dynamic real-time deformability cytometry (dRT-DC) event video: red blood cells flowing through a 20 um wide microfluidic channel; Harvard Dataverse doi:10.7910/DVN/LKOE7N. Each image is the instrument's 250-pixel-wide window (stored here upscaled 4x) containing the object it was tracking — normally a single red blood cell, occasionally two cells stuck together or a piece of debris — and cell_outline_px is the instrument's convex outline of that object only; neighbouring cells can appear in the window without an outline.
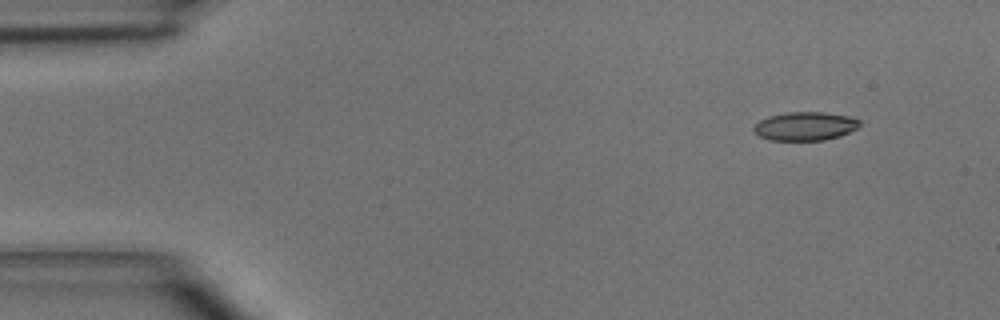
{"species": "common noctule bat (a hibernating species)", "species_latin": "Nyctalus noctula", "temperature_condition": "room temperature", "stored_images_in_passage": 4, "camera_frame_rate_fps": 3000, "um_per_image_px": 0.085, "animal": {"sex": "male", "body_mass_g": 15.6}, "frame": {"image": 1, "passage_image": 1, "time_ms": 0.0, "image_size_px": [1000, 320], "cell_outline_px": [[860, 124], [856, 128], [840, 136], [824, 140], [768, 140], [760, 136], [752, 128], [760, 120], [768, 116], [784, 112], [824, 112], [848, 116], [860, 120]], "centroid_in_image_um": [68.42, 10.72], "position_along_channel_um": 16.6, "area_um2": 17.57}}
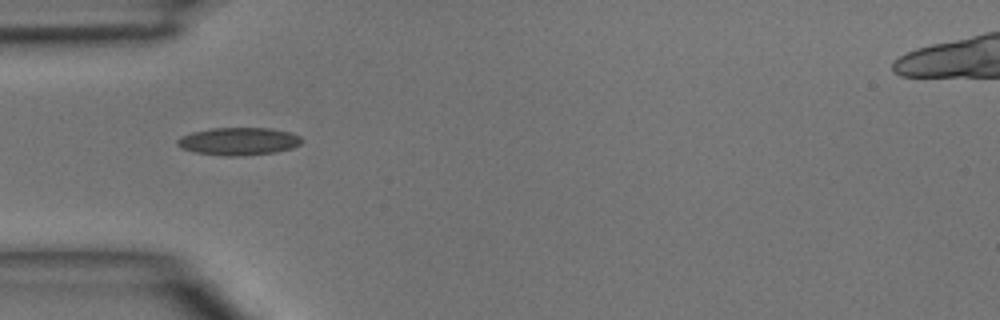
{"frame": {"image": 2, "passage_image": 4, "time_ms": 3.333, "image_size_px": [1000, 320], "cell_outline_px": [[304, 140], [300, 144], [292, 148], [276, 152], [240, 156], [224, 156], [192, 152], [180, 148], [176, 144], [176, 140], [180, 136], [192, 132], [212, 128], [268, 128], [288, 132], [300, 136]], "centroid_in_image_um": [20.24, 12.02], "position_along_channel_um": 64.8, "area_um2": 20.23}}